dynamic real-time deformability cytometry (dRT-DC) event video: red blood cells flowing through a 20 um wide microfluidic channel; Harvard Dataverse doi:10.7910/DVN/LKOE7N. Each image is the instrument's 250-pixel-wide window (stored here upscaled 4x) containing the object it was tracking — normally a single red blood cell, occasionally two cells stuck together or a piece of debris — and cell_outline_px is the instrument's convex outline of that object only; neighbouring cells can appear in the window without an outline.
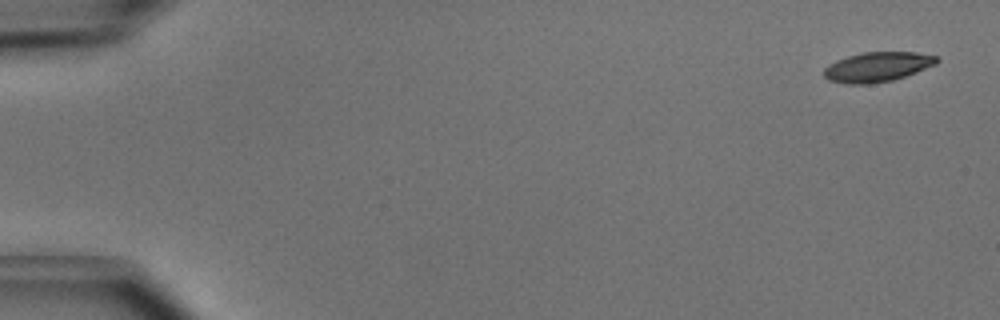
{"species": "common noctule bat (a hibernating species)", "species_latin": "Nyctalus noctula", "temperature_condition": "cold", "stored_images_in_passage": 6, "camera_frame_rate_fps": 3000, "um_per_image_px": 0.085, "animal": {"sex": "male", "body_mass_g": 15.6}, "frame": {"image": 1, "passage_image": 1, "time_ms": 0.0, "image_size_px": [1000, 320], "cell_outline_px": [[940, 60], [936, 64], [916, 72], [892, 80], [868, 84], [844, 84], [828, 80], [824, 76], [824, 68], [828, 64], [836, 60], [848, 56], [864, 52], [916, 52], [936, 56]], "centroid_in_image_um": [74.55, 5.69], "position_along_channel_um": 10.4, "area_um2": 19.54}}
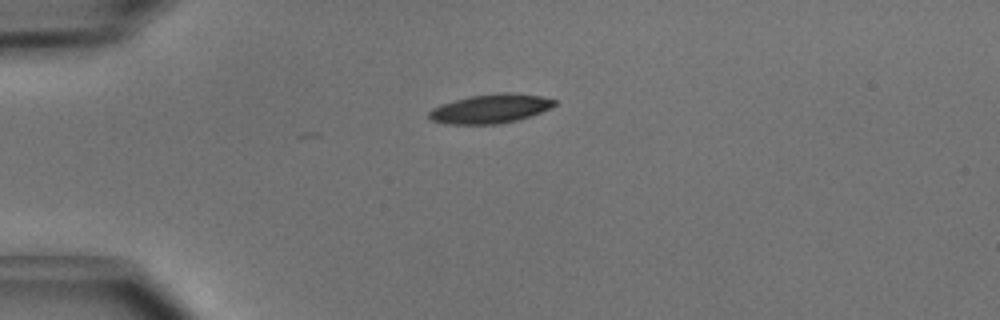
{"frame": {"image": 2, "passage_image": 4, "time_ms": 1.0, "image_size_px": [1000, 320], "cell_outline_px": [[556, 104], [540, 112], [516, 120], [500, 124], [448, 124], [432, 120], [428, 116], [428, 112], [432, 108], [440, 104], [472, 96], [500, 92], [508, 92], [540, 96], [556, 100]], "centroid_in_image_um": [41.65, 9.24], "position_along_channel_um": 43.3, "area_um2": 20.98}}